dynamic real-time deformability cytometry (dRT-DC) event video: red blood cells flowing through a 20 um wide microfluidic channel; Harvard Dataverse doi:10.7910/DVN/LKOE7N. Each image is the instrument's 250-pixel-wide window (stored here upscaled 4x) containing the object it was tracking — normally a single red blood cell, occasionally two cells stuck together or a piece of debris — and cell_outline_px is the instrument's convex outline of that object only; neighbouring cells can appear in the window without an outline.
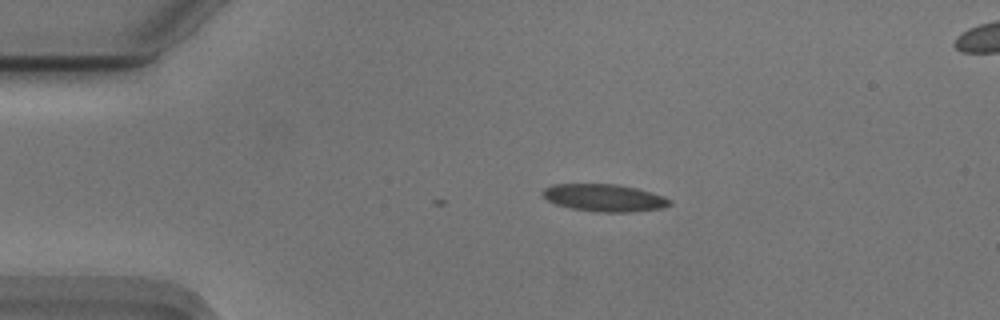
{"species": "Egyptian fruit bat (a non-hibernating species)", "species_latin": "Rousettus aegyptiacus", "temperature_condition": "cold", "stored_images_in_passage": 3, "camera_frame_rate_fps": 3000, "um_per_image_px": 0.085, "animal": {"sex": "male"}, "frame": {"image": 1, "passage_image": 1, "time_ms": 0.0, "image_size_px": [1000, 320], "cell_outline_px": [[672, 204], [664, 208], [632, 212], [600, 212], [572, 208], [556, 204], [548, 200], [540, 192], [544, 188], [552, 184], [616, 184], [636, 188], [652, 192], [664, 196], [672, 200]], "centroid_in_image_um": [51.4, 16.81], "position_along_channel_um": 33.6, "area_um2": 20.35}}